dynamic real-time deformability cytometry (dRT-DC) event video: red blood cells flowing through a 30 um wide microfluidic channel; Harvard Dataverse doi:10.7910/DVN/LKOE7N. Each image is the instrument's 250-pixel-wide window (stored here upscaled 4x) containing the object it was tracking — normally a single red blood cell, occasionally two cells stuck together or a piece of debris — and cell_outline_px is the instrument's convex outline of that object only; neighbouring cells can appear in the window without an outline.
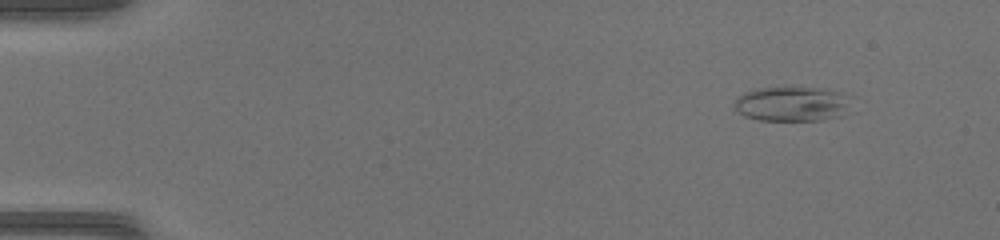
{"species": "common noctule bat (a hibernating species)", "species_latin": "Nyctalus noctula", "temperature_condition": "warm", "stored_images_in_passage": 46, "camera_frame_rate_fps": 3000, "um_per_image_px": 0.085, "animal": {"sex": "female", "body_mass_g": 17.0, "forearm_length_mm": 48.0}, "frame": {"image": 1, "passage_image": 1, "time_ms": 0.0, "image_size_px": [1000, 240], "cell_outline_px": [[820, 104], [816, 108], [800, 120], [768, 120], [752, 116], [748, 96], [760, 92], [808, 92]], "centroid_in_image_um": [66.48, 8.96], "position_along_channel_um": 18.5, "area_um2": 12.14}}
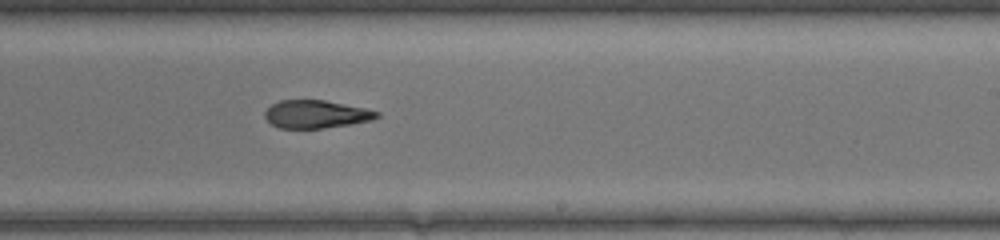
{"frame": {"image": 2, "passage_image": 27, "time_ms": 8.667, "image_size_px": [1000, 240], "cell_outline_px": [[376, 116], [364, 120], [316, 128], [284, 128], [268, 120], [268, 108], [284, 100], [320, 100], [376, 112]], "centroid_in_image_um": [26.75, 9.69], "position_along_channel_um": 262.3, "area_um2": 16.24}}
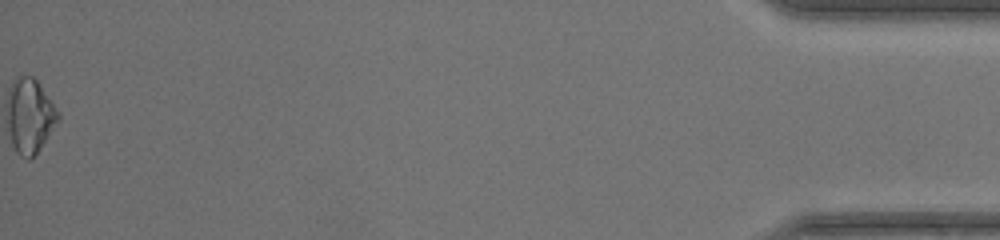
{"frame": {"image": 3, "passage_image": 46, "time_ms": 15.0, "image_size_px": [1000, 240], "cell_outline_px": [[56, 116], [36, 152], [32, 156], [16, 148], [12, 136], [12, 96], [16, 88], [32, 80], [36, 84]], "centroid_in_image_um": [2.56, 10.01], "position_along_channel_um": 432.6, "area_um2": 16.3}}